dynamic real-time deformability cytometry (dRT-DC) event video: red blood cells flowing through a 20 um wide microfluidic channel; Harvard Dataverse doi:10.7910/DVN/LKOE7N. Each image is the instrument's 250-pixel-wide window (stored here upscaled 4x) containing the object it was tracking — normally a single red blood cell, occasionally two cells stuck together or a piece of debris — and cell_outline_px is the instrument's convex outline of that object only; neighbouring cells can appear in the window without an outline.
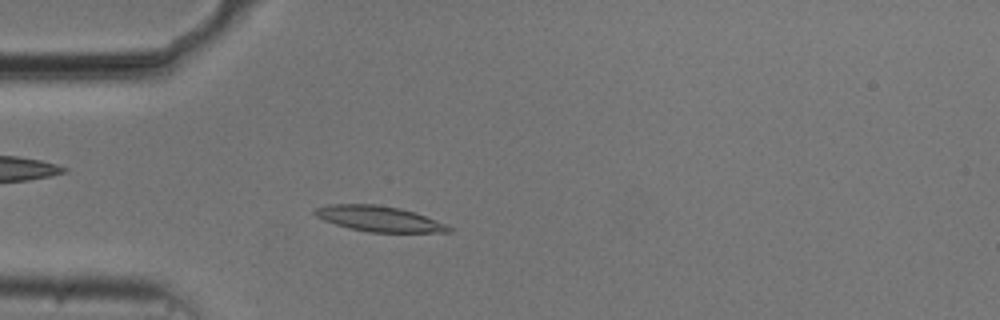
{"species": "common noctule bat (a hibernating species)", "species_latin": "Nyctalus noctula", "temperature_condition": "cold", "stored_images_in_passage": 51, "camera_frame_rate_fps": 3000, "um_per_image_px": 0.085, "animal": {"sex": "male", "body_mass_g": 20.5, "forearm_length_mm": 52.5}, "frame": {"image": 1, "passage_image": 12, "time_ms": 3.667, "image_size_px": [1000, 320], "cell_outline_px": [[452, 232], [368, 232], [348, 228], [324, 220], [316, 216], [312, 212], [316, 208], [328, 204], [376, 204], [400, 208], [424, 216], [444, 224], [452, 228]], "centroid_in_image_um": [32.16, 18.59], "position_along_channel_um": 52.8, "area_um2": 19.65}}
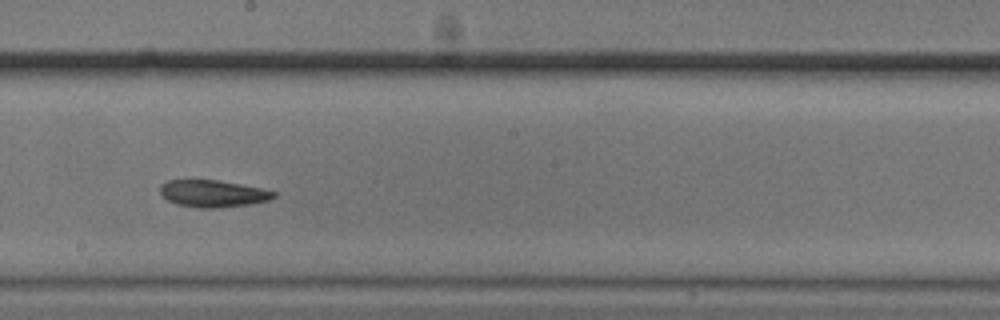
{"frame": {"image": 2, "passage_image": 27, "time_ms": 8.667, "image_size_px": [1000, 320], "cell_outline_px": [[276, 196], [268, 200], [248, 204], [216, 208], [200, 208], [176, 204], [168, 200], [160, 192], [160, 184], [168, 180], [216, 180], [264, 188], [276, 192]], "centroid_in_image_um": [18.1, 16.45], "position_along_channel_um": 230.1, "area_um2": 17.8}}
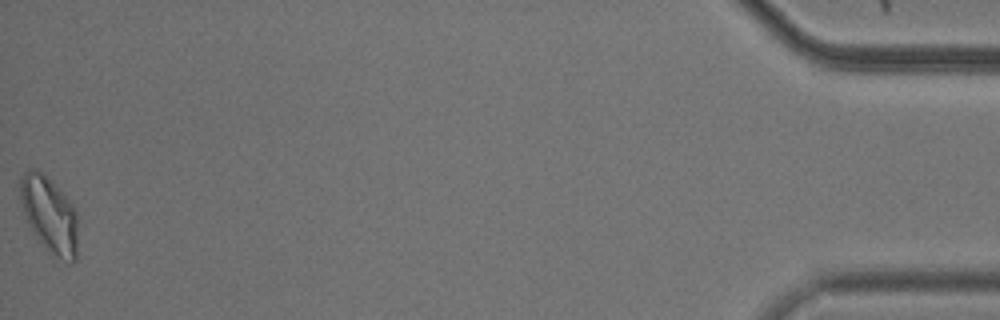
{"frame": {"image": 3, "passage_image": 51, "time_ms": 16.667, "image_size_px": [1000, 320], "cell_outline_px": [[76, 260], [72, 264], [68, 264], [52, 256], [48, 252], [32, 232], [28, 224], [20, 200], [20, 180], [24, 172], [28, 168], [36, 168], [44, 172], [76, 208]], "centroid_in_image_um": [4.19, 18.26], "position_along_channel_um": 431.0, "area_um2": 25.95}, "authors_computed_cell_mechanics": {"area_um2": 19.1896, "velocity_mm_per_s": 3.7259, "shape_relaxation_time_tau1_ms": 4.4581, "shape_relaxation_time_tau2_ms": 4.786, "deformation_change_tau1": 0.1262, "deformation_change_tau2": 0.1174}}